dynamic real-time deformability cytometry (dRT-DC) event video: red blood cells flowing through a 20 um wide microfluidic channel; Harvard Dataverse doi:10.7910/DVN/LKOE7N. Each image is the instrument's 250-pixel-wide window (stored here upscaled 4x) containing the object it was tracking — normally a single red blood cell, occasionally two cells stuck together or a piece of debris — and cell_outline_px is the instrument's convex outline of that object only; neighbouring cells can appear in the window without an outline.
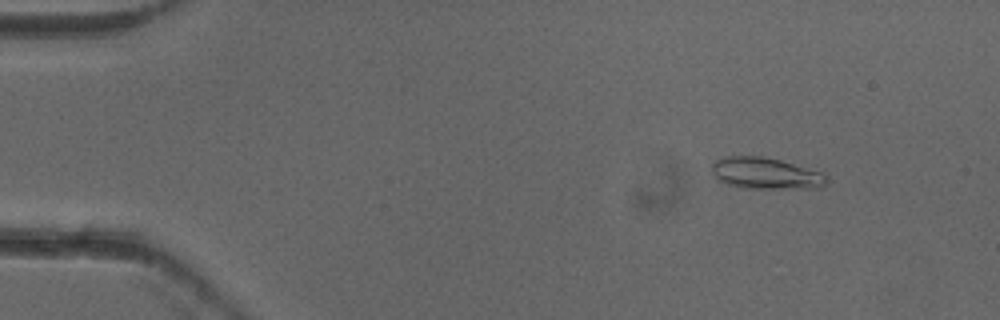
{"species": "common noctule bat (a hibernating species)", "species_latin": "Nyctalus noctula", "temperature_condition": "cold", "stored_images_in_passage": 6, "camera_frame_rate_fps": 3000, "um_per_image_px": 0.085, "animal": {"sex": "female"}, "frame": {"image": 1, "passage_image": 2, "time_ms": 0.333, "image_size_px": [1000, 320], "cell_outline_px": [[828, 180], [824, 188], [740, 188], [716, 180], [712, 172], [712, 164], [716, 160], [724, 156], [764, 156], [780, 160], [820, 172], [828, 176]], "centroid_in_image_um": [65.07, 14.74], "position_along_channel_um": 19.9, "area_um2": 21.21}}